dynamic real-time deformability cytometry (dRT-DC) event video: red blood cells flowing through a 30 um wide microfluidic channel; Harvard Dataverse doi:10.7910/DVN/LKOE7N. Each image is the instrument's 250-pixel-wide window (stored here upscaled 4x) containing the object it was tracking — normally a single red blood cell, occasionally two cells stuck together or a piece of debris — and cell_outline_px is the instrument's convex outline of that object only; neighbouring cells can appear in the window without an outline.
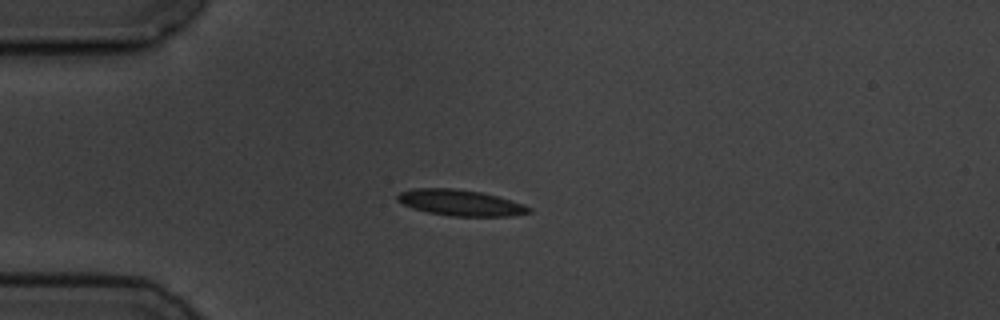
{"species": "common noctule bat (a hibernating species)", "species_latin": "Nyctalus noctula", "temperature_condition": "cold", "stored_images_in_passage": 6, "camera_frame_rate_fps": 3000, "um_per_image_px": 0.085, "animal": {"sex": "male", "body_mass_g": 19.5, "forearm_length_mm": 54.6}, "frame": {"image": 1, "passage_image": 3, "time_ms": 3.0, "image_size_px": [1000, 320], "cell_outline_px": [[532, 212], [512, 216], [452, 216], [428, 212], [412, 208], [396, 200], [396, 196], [400, 192], [412, 188], [452, 188], [480, 192], [512, 200], [524, 204], [532, 208]], "centroid_in_image_um": [39.14, 17.23], "position_along_channel_um": 45.9, "area_um2": 19.94}}
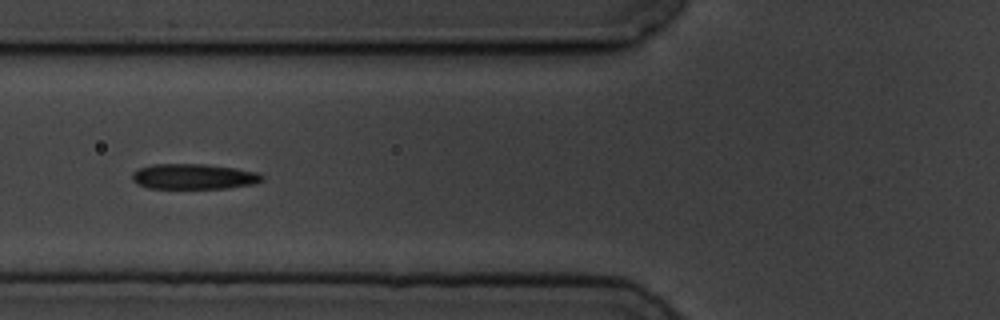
{"frame": {"image": 2, "passage_image": 5, "time_ms": 5.333, "image_size_px": [1000, 320], "cell_outline_px": [[264, 180], [252, 184], [228, 188], [148, 188], [136, 184], [132, 180], [132, 172], [140, 168], [152, 164], [204, 164], [236, 168], [256, 172], [264, 176]], "centroid_in_image_um": [16.45, 15.0], "position_along_channel_um": 109.4, "area_um2": 19.25}}
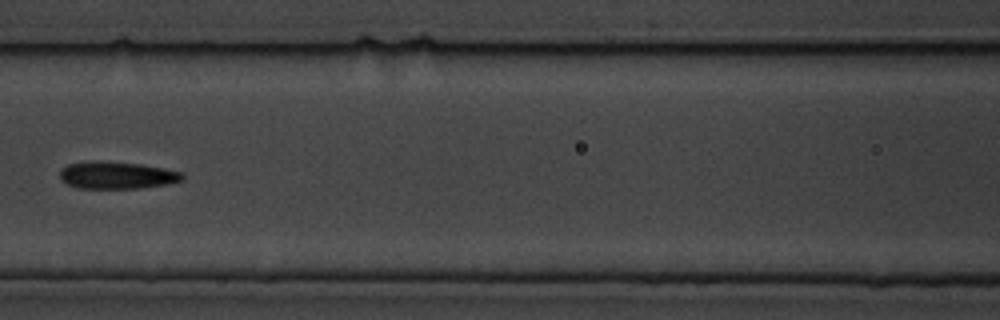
{"frame": {"image": 3, "passage_image": 6, "time_ms": 6.667, "image_size_px": [1000, 320], "cell_outline_px": [[184, 180], [168, 184], [140, 188], [80, 188], [68, 184], [60, 180], [60, 168], [68, 164], [92, 160], [96, 160], [140, 164], [180, 172], [184, 176]], "centroid_in_image_um": [9.89, 14.89], "position_along_channel_um": 156.7, "area_um2": 19.42}}